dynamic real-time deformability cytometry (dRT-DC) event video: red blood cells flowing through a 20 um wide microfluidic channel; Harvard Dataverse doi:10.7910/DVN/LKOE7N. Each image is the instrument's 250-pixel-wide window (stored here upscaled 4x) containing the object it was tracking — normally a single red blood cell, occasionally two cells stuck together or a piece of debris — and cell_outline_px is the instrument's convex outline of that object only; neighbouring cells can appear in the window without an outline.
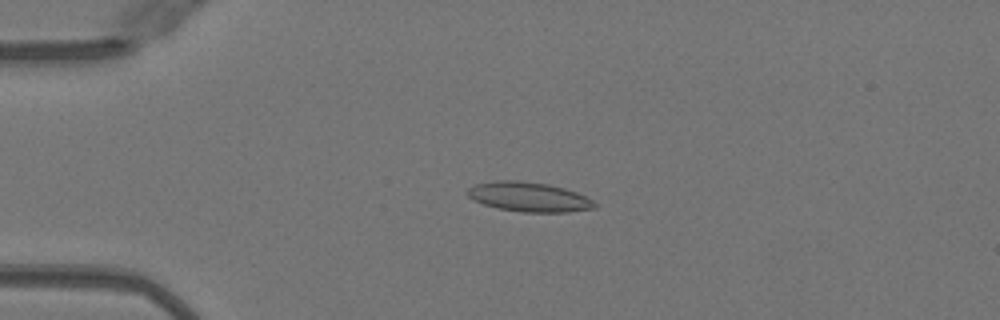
{"species": "Egyptian fruit bat (a non-hibernating species)", "species_latin": "Rousettus aegyptiacus", "temperature_condition": "warm", "stored_images_in_passage": 50, "camera_frame_rate_fps": 3000, "um_per_image_px": 0.085, "animal": {"sex": "female"}, "frame": {"image": 1, "passage_image": 12, "time_ms": 3.667, "image_size_px": [1000, 320], "cell_outline_px": [[596, 208], [568, 212], [520, 212], [496, 208], [472, 200], [468, 196], [468, 188], [476, 184], [496, 180], [516, 180], [548, 184], [564, 188], [576, 192], [592, 200], [596, 204]], "centroid_in_image_um": [44.94, 16.74], "position_along_channel_um": 40.1, "area_um2": 21.91}}
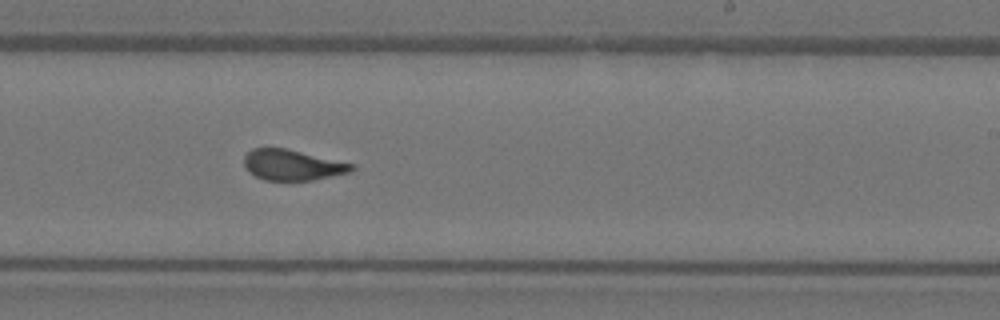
{"frame": {"image": 2, "passage_image": 31, "time_ms": 10.0, "image_size_px": [1000, 320], "cell_outline_px": [[356, 168], [352, 172], [312, 180], [264, 180], [248, 172], [244, 168], [244, 156], [252, 148], [284, 148], [356, 164]], "centroid_in_image_um": [24.87, 14.03], "position_along_channel_um": 264.1, "area_um2": 19.31}}
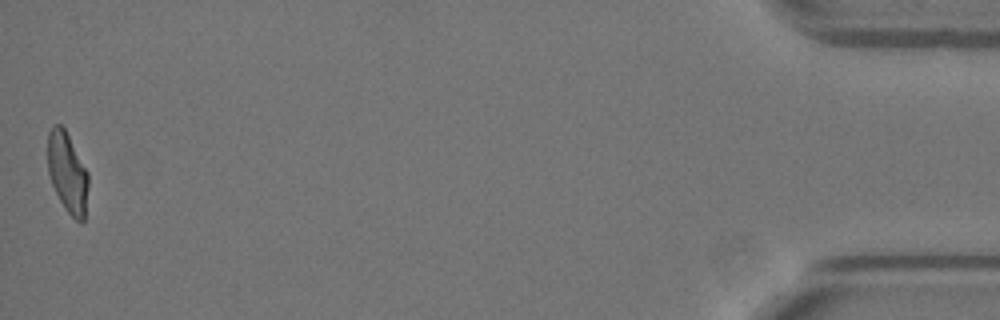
{"frame": {"image": 3, "passage_image": 50, "time_ms": 16.333, "image_size_px": [1000, 320], "cell_outline_px": [[88, 188], [84, 220], [80, 224], [64, 208], [52, 184], [48, 172], [48, 132], [52, 124], [60, 124], [64, 128], [88, 172]], "centroid_in_image_um": [5.73, 14.67], "position_along_channel_um": 429.5, "area_um2": 18.9}, "authors_computed_cell_mechanics": {"area_um2": 20.4612, "velocity_mm_per_s": 4.0501, "shape_relaxation_time_tau1_ms": 10.4669, "shape_relaxation_time_tau2_ms": 0.9247, "deformation_change_tau1": 0.2779, "deformation_change_tau2": 0.0868}}